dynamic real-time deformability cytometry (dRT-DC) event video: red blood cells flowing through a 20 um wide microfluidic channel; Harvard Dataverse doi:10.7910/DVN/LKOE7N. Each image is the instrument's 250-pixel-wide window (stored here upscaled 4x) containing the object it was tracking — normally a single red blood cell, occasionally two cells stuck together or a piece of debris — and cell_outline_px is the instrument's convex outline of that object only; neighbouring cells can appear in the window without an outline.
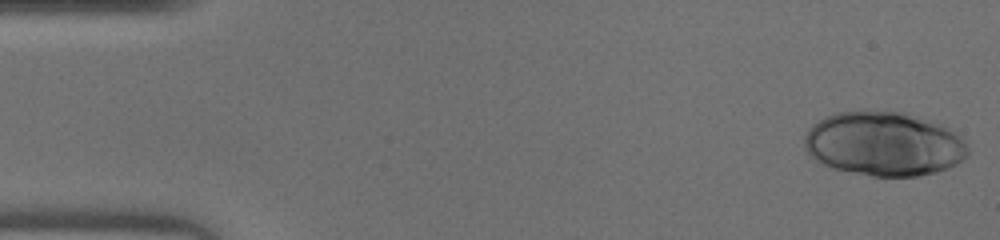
{"species": "human", "species_latin": "Homo sapiens", "temperature_condition": "warm", "stored_images_in_passage": 45, "camera_frame_rate_fps": 3000, "um_per_image_px": 0.085, "donor": {"sex": "male"}, "frame": {"image": 1, "passage_image": 1, "time_ms": 0.0, "image_size_px": [1000, 240], "cell_outline_px": [[968, 152], [956, 164], [948, 168], [936, 172], [920, 176], [872, 176], [832, 168], [816, 160], [804, 148], [804, 136], [808, 128], [812, 124], [824, 116], [836, 112], [864, 108], [904, 112], [936, 120], [960, 136], [968, 148]], "centroid_in_image_um": [75.11, 12.18], "position_along_channel_um": 9.9, "area_um2": 62.19}}